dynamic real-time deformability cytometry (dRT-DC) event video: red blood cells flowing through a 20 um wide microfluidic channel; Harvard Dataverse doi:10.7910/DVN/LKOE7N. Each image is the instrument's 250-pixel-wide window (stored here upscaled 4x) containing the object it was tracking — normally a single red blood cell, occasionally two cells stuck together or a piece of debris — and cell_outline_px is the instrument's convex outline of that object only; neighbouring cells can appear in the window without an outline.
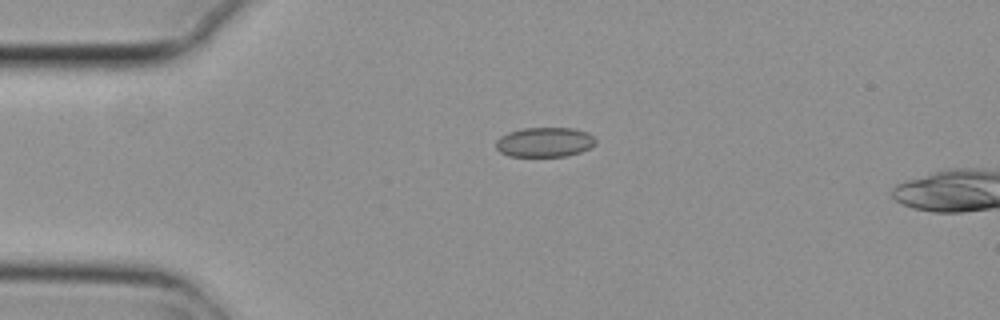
{"species": "common noctule bat (a hibernating species)", "species_latin": "Nyctalus noctula", "temperature_condition": "cold", "stored_images_in_passage": 3, "camera_frame_rate_fps": 3000, "um_per_image_px": 0.085, "animal": {"sex": "female", "body_mass_g": 29.2, "forearm_length_mm": 56.3}, "frame": {"image": 1, "passage_image": 2, "time_ms": 0.333, "image_size_px": [1000, 320], "cell_outline_px": [[596, 144], [580, 152], [568, 156], [508, 156], [500, 152], [496, 148], [496, 140], [500, 136], [508, 132], [524, 128], [572, 128], [588, 132], [596, 140]], "centroid_in_image_um": [46.28, 12.08], "position_along_channel_um": 38.7, "area_um2": 17.28}}